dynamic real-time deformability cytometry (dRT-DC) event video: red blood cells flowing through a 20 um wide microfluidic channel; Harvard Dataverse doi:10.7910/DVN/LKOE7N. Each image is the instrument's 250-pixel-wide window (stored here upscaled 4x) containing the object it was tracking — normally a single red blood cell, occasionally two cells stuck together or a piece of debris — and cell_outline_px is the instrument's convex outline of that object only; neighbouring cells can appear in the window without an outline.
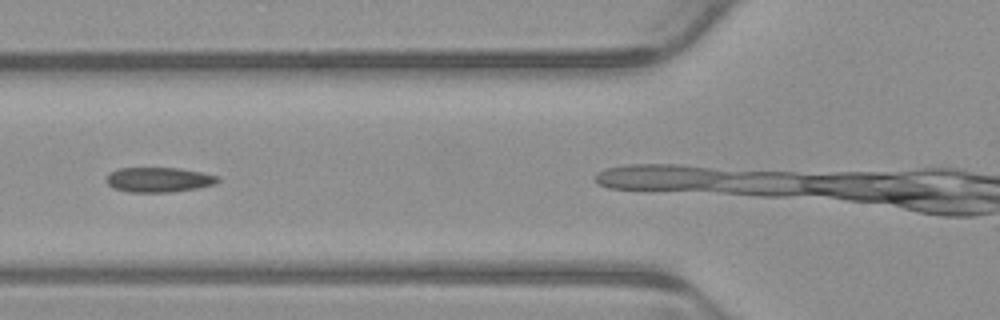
{"species": "common noctule bat (a hibernating species)", "species_latin": "Nyctalus noctula", "temperature_condition": "warm", "stored_images_in_passage": 3, "camera_frame_rate_fps": 3000, "um_per_image_px": 0.085, "animal": {"sex": "male", "body_mass_g": 23.1, "forearm_length_mm": 52.7}, "frame": {"image": 1, "passage_image": 2, "time_ms": 0.333, "image_size_px": [1000, 320], "cell_outline_px": [[220, 180], [216, 184], [196, 188], [168, 192], [128, 192], [116, 188], [108, 184], [108, 172], [120, 168], [180, 168], [220, 176]], "centroid_in_image_um": [13.53, 15.27], "position_along_channel_um": 112.3, "area_um2": 16.01}}